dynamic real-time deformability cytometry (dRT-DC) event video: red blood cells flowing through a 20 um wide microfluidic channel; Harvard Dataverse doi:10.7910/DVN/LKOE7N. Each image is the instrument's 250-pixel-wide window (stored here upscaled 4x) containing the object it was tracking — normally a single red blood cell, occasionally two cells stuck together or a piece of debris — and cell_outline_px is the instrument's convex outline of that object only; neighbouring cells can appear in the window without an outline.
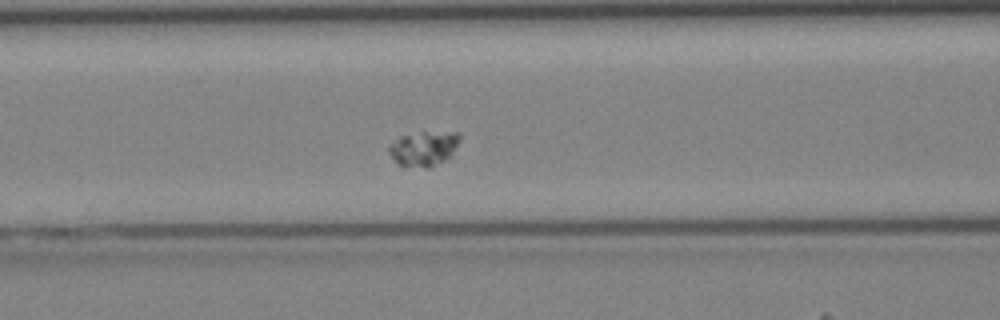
{"species": "Egyptian fruit bat (a non-hibernating species)", "species_latin": "Rousettus aegyptiacus", "temperature_condition": "cold", "stored_images_in_passage": 37, "segment_of_instrument_passage": [1, 2], "camera_frame_rate_fps": 3000, "um_per_image_px": 0.085, "animal": {"sex": "female"}, "frame": {"image": 1, "passage_image": 11, "time_ms": 3.333, "image_size_px": [1000, 320], "cell_outline_px": [[460, 140], [452, 156], [432, 168], [428, 168], [396, 164], [388, 152], [388, 144], [400, 136], [424, 132], [460, 132]], "centroid_in_image_um": [36.03, 12.63], "position_along_channel_um": 130.6, "area_um2": 14.62}}
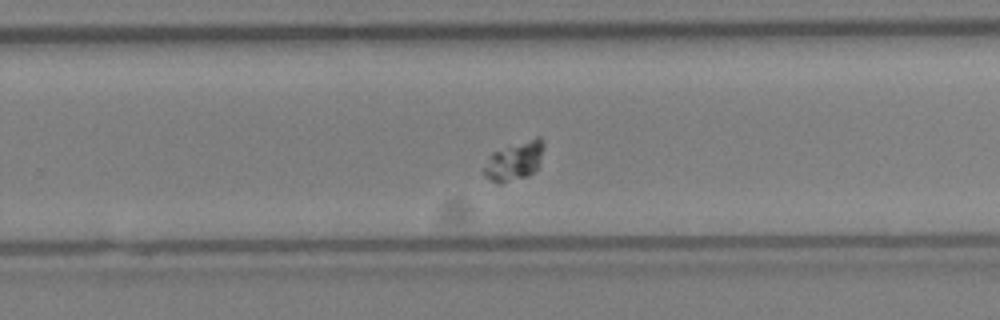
{"frame": {"image": 2, "passage_image": 21, "time_ms": 6.667, "image_size_px": [1000, 320], "cell_outline_px": [[544, 144], [540, 164], [528, 176], [500, 184], [496, 184], [484, 176], [484, 168], [492, 152], [536, 136], [540, 136]], "centroid_in_image_um": [43.74, 13.69], "position_along_channel_um": 286.1, "area_um2": 13.53}}
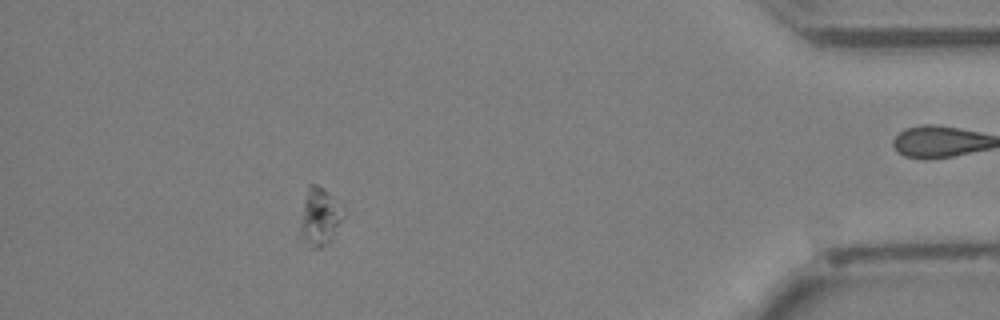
{"frame": {"image": 3, "passage_image": 32, "time_ms": 10.333, "image_size_px": [1000, 320], "cell_outline_px": [[344, 216], [332, 236], [320, 248], [308, 248], [300, 228], [300, 220], [304, 200], [308, 184], [316, 184], [324, 188], [344, 204]], "centroid_in_image_um": [27.2, 18.36], "position_along_channel_um": 408.0, "area_um2": 14.51}}